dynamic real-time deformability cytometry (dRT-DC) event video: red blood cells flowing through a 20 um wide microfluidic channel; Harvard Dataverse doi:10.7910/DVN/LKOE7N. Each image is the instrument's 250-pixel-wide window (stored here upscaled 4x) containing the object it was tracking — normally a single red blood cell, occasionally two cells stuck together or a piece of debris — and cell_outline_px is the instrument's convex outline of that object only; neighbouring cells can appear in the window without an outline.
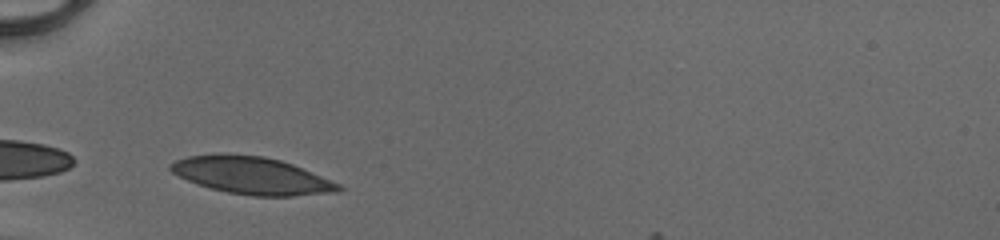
{"species": "human", "species_latin": "Homo sapiens", "temperature_condition": "cold", "stored_images_in_passage": 27, "camera_frame_rate_fps": 3000, "um_per_image_px": 0.085, "donor": {"sex": "male"}, "frame": {"image": 1, "passage_image": 1, "time_ms": 0.0, "image_size_px": [1000, 240], "cell_outline_px": [[344, 188], [340, 192], [292, 196], [252, 196], [228, 192], [196, 184], [172, 172], [168, 168], [168, 164], [176, 160], [188, 156], [216, 152], [224, 152], [264, 156], [280, 160], [292, 164], [340, 184]], "centroid_in_image_um": [21.37, 14.9], "position_along_channel_um": 63.6, "area_um2": 36.76}}
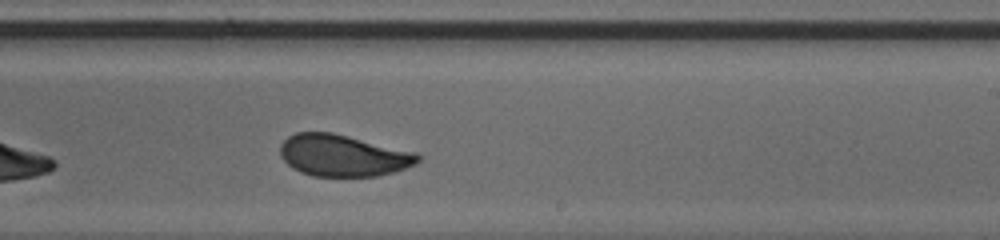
{"frame": {"image": 2, "passage_image": 16, "time_ms": 5.0, "image_size_px": [1000, 240], "cell_outline_px": [[420, 160], [416, 164], [392, 172], [376, 176], [312, 176], [300, 172], [292, 168], [280, 156], [280, 144], [288, 136], [296, 132], [332, 132], [416, 152], [420, 156]], "centroid_in_image_um": [29.13, 13.21], "position_along_channel_um": 259.9, "area_um2": 33.47}}
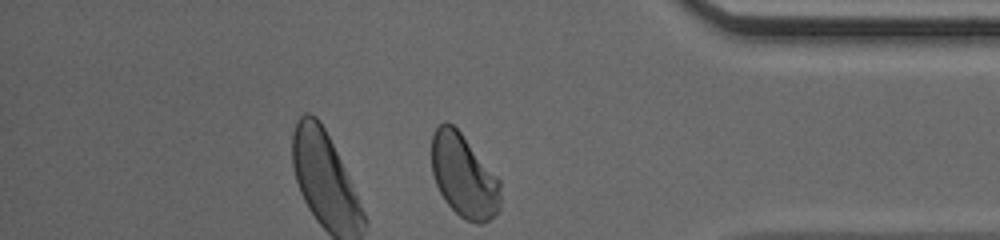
{"frame": {"image": 3, "passage_image": 27, "time_ms": 8.667, "image_size_px": [1000, 240], "cell_outline_px": [[500, 208], [488, 220], [480, 224], [476, 224], [460, 216], [444, 200], [436, 184], [432, 172], [432, 132], [444, 120], [452, 124], [460, 132], [500, 180]], "centroid_in_image_um": [39.41, 14.94], "position_along_channel_um": 395.8, "area_um2": 33.12}, "authors_computed_cell_mechanics": {"area_um2": 34.7378, "velocity_mm_per_s": 4.1047, "shape_relaxation_time_tau1_ms": 3.762, "shape_relaxation_time_tau2_ms": null, "deformation_change_tau1": 0.1345, "deformation_change_tau2": null}}